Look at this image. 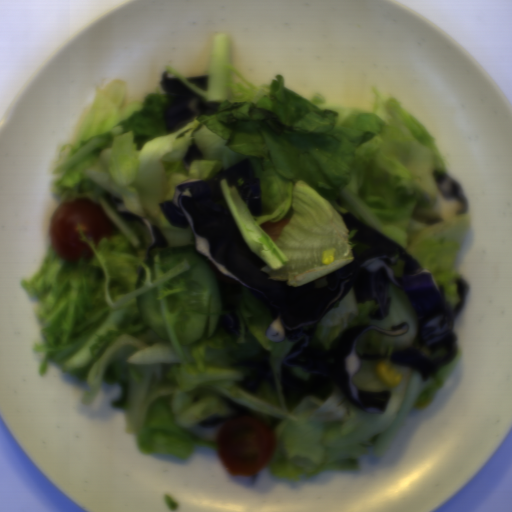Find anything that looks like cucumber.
Returning a JSON list of instances; mask_svg holds the SVG:
<instances>
[{
	"instance_id": "888e309b",
	"label": "cucumber",
	"mask_w": 512,
	"mask_h": 512,
	"mask_svg": "<svg viewBox=\"0 0 512 512\" xmlns=\"http://www.w3.org/2000/svg\"><path fill=\"white\" fill-rule=\"evenodd\" d=\"M219 324H220V316L219 315H210L209 331H208L209 338L214 335Z\"/></svg>"
},
{
	"instance_id": "586b57bf",
	"label": "cucumber",
	"mask_w": 512,
	"mask_h": 512,
	"mask_svg": "<svg viewBox=\"0 0 512 512\" xmlns=\"http://www.w3.org/2000/svg\"><path fill=\"white\" fill-rule=\"evenodd\" d=\"M135 302L144 325L149 328L157 338L170 341L158 305V289L154 288L137 295Z\"/></svg>"
},
{
	"instance_id": "734fbe4a",
	"label": "cucumber",
	"mask_w": 512,
	"mask_h": 512,
	"mask_svg": "<svg viewBox=\"0 0 512 512\" xmlns=\"http://www.w3.org/2000/svg\"><path fill=\"white\" fill-rule=\"evenodd\" d=\"M145 265L149 268L150 270V273H151V282L154 281L156 279V276H155V270H154V262H153V256H150L148 257L146 260H145Z\"/></svg>"
},
{
	"instance_id": "2a18db57",
	"label": "cucumber",
	"mask_w": 512,
	"mask_h": 512,
	"mask_svg": "<svg viewBox=\"0 0 512 512\" xmlns=\"http://www.w3.org/2000/svg\"><path fill=\"white\" fill-rule=\"evenodd\" d=\"M145 277H146V272H145L144 268H141L139 270L137 278L134 282L135 289H138L141 286H143V284L145 282Z\"/></svg>"
},
{
	"instance_id": "8b760119",
	"label": "cucumber",
	"mask_w": 512,
	"mask_h": 512,
	"mask_svg": "<svg viewBox=\"0 0 512 512\" xmlns=\"http://www.w3.org/2000/svg\"><path fill=\"white\" fill-rule=\"evenodd\" d=\"M162 258H174L179 262L188 259V270L166 281H184L187 289L181 293H170L166 298L168 310L176 314L174 325L177 340L181 345H191L202 339L207 318L185 311L207 313L209 297L212 314L223 308L216 273L204 262L197 250L190 246L167 248L159 252Z\"/></svg>"
}]
</instances>
